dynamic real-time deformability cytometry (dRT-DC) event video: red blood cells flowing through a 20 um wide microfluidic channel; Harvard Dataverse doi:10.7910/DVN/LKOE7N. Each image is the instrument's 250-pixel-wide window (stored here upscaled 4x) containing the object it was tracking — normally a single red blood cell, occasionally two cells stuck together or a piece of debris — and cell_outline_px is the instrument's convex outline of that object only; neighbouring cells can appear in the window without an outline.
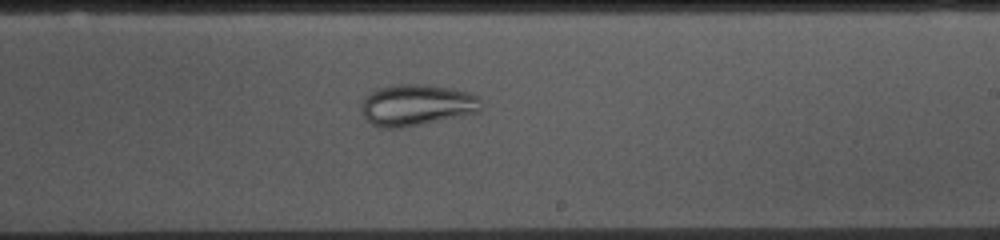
{"species": "common noctule bat (a hibernating species)", "species_latin": "Nyctalus noctula", "temperature_condition": "cold", "stored_images_in_passage": 50, "camera_frame_rate_fps": 3000, "um_per_image_px": 0.085, "animal": {"sex": "female", "body_mass_g": 10.0, "forearm_length_mm": 53.1}, "frame": {"image": 1, "passage_image": 27, "time_ms": 8.667, "image_size_px": [1000, 240], "cell_outline_px": [[484, 104], [480, 112], [400, 128], [380, 128], [372, 124], [360, 112], [360, 108], [364, 96], [380, 88], [396, 84], [424, 84], [456, 88], [480, 96]], "centroid_in_image_um": [35.46, 8.92], "position_along_channel_um": 253.5, "area_um2": 29.25}}
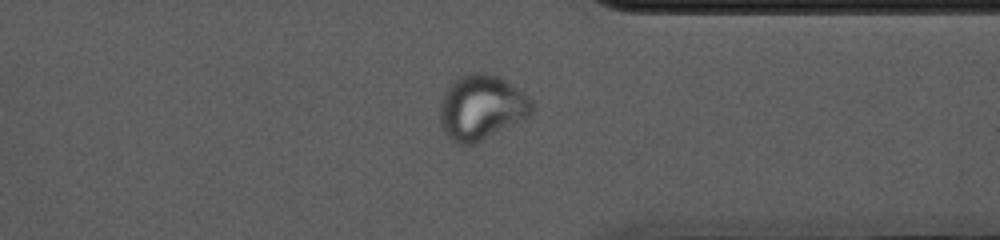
{"frame": {"image": 2, "passage_image": 37, "time_ms": 12.0, "image_size_px": [1000, 240], "cell_outline_px": [[532, 112], [528, 116], [472, 144], [456, 144], [444, 132], [440, 124], [440, 100], [444, 92], [456, 76], [468, 72], [484, 72], [496, 76], [504, 80], [528, 96], [532, 100]], "centroid_in_image_um": [40.85, 9.09], "position_along_channel_um": 370.5, "area_um2": 34.39}}
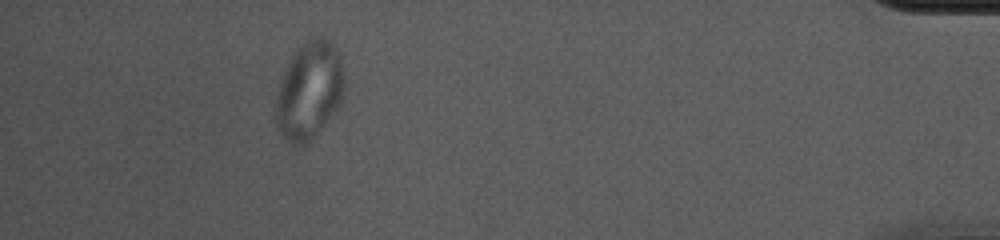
{"frame": {"image": 3, "passage_image": 45, "time_ms": 14.667, "image_size_px": [1000, 240], "cell_outline_px": [[344, 96], [340, 104], [320, 132], [308, 144], [292, 144], [280, 136], [276, 128], [276, 100], [284, 68], [292, 56], [312, 36], [324, 36], [340, 48], [344, 76]], "centroid_in_image_um": [26.32, 7.7], "position_along_channel_um": 408.9, "area_um2": 39.65}}